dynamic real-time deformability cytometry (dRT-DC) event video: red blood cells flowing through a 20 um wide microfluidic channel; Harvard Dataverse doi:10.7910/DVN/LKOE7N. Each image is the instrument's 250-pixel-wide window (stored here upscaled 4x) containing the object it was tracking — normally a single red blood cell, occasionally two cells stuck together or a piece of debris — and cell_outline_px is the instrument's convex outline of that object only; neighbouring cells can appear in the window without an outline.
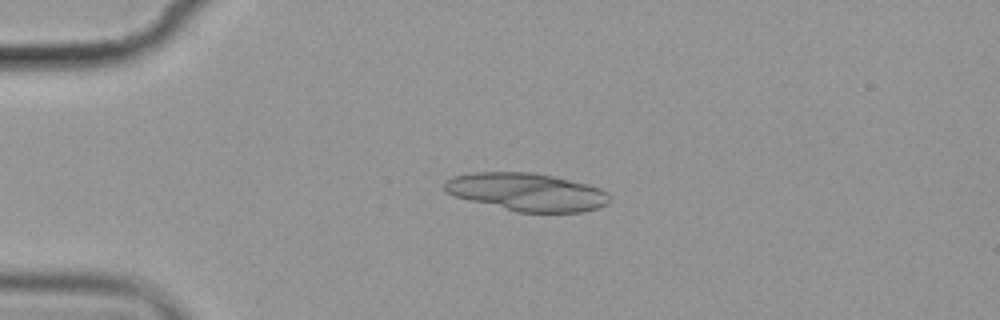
{"species": "common noctule bat (a hibernating species)", "species_latin": "Nyctalus noctula", "temperature_condition": "cold", "stored_images_in_passage": 4, "camera_frame_rate_fps": 3000, "um_per_image_px": 0.085, "animal": {"sex": "female", "body_mass_g": 19.9}, "frame": {"image": 1, "passage_image": 3, "time_ms": 2.333, "image_size_px": [1000, 320], "cell_outline_px": [[608, 204], [596, 208], [580, 212], [516, 212], [456, 196], [444, 192], [444, 180], [452, 176], [472, 172], [532, 172], [552, 176], [588, 184], [600, 188], [608, 192]], "centroid_in_image_um": [44.75, 16.31], "position_along_channel_um": 40.3, "area_um2": 36.36}}